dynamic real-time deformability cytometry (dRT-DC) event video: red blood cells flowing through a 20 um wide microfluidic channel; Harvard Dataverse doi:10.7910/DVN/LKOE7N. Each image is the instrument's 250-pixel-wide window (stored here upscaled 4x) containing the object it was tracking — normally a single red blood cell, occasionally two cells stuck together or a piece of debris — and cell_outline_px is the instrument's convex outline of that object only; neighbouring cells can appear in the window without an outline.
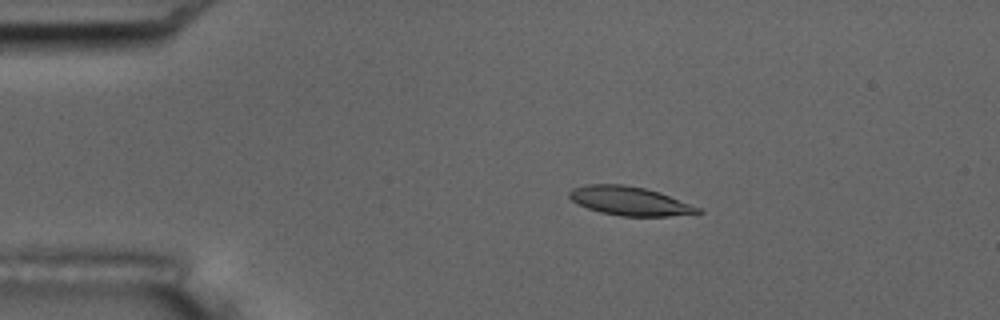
{"species": "common noctule bat (a hibernating species)", "species_latin": "Nyctalus noctula", "temperature_condition": "room temperature", "stored_images_in_passage": 4, "camera_frame_rate_fps": 3000, "um_per_image_px": 0.085, "animal": {"sex": "male", "body_mass_g": 17.5, "forearm_length_mm": 52.3}, "frame": {"image": 1, "passage_image": 3, "time_ms": 2.333, "image_size_px": [1000, 320], "cell_outline_px": [[704, 212], [668, 216], [620, 216], [600, 212], [576, 204], [568, 196], [568, 192], [572, 188], [584, 184], [624, 184], [644, 188], [660, 192], [700, 208]], "centroid_in_image_um": [53.47, 17.07], "position_along_channel_um": 31.5, "area_um2": 21.62}}